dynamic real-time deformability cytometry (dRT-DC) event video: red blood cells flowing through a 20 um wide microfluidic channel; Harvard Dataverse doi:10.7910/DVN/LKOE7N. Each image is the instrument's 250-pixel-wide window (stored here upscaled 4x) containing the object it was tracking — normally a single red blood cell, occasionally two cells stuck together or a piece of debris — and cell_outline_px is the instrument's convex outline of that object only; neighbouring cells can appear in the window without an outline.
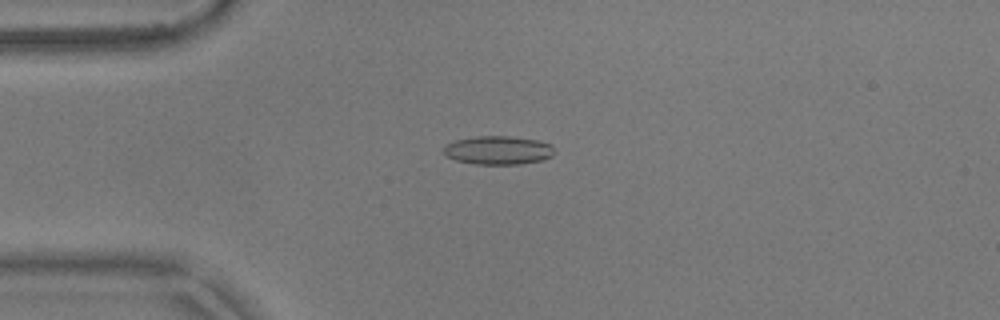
{"species": "common noctule bat (a hibernating species)", "species_latin": "Nyctalus noctula", "temperature_condition": "warm", "stored_images_in_passage": 55, "camera_frame_rate_fps": 3000, "um_per_image_px": 0.085, "animal": {"sex": "male", "body_mass_g": 17.9}, "frame": {"image": 1, "passage_image": 14, "time_ms": 4.333, "image_size_px": [1000, 320], "cell_outline_px": [[552, 156], [544, 160], [520, 164], [476, 164], [456, 160], [448, 156], [444, 152], [444, 148], [448, 144], [456, 140], [476, 136], [508, 136], [536, 140], [552, 144]], "centroid_in_image_um": [42.37, 12.77], "position_along_channel_um": 42.6, "area_um2": 18.21}}
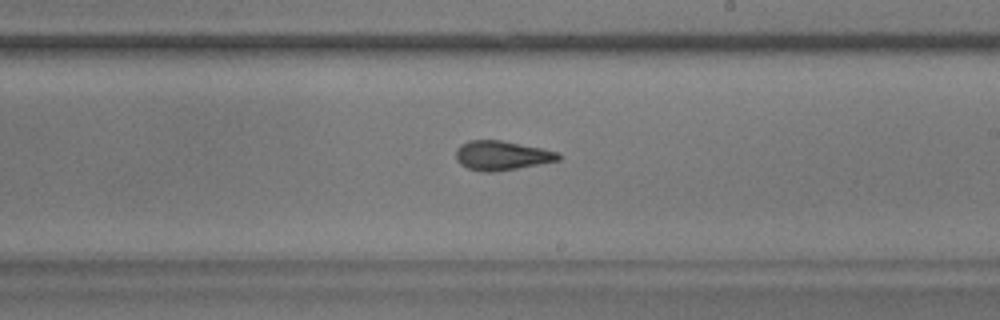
{"frame": {"image": 2, "passage_image": 32, "time_ms": 10.333, "image_size_px": [1000, 320], "cell_outline_px": [[560, 160], [516, 168], [492, 172], [480, 172], [468, 168], [460, 164], [456, 160], [456, 152], [460, 144], [468, 140], [500, 140], [544, 148], [560, 152]], "centroid_in_image_um": [42.64, 13.21], "position_along_channel_um": 246.4, "area_um2": 17.57}}
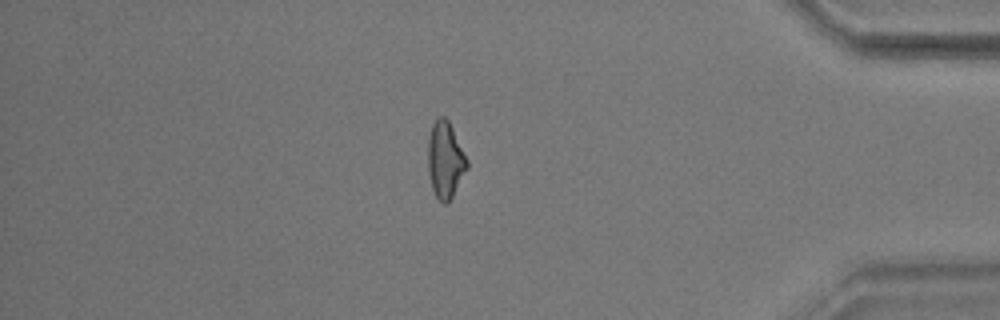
{"frame": {"image": 3, "passage_image": 47, "time_ms": 15.333, "image_size_px": [1000, 320], "cell_outline_px": [[468, 168], [452, 196], [444, 204], [436, 196], [432, 188], [428, 172], [428, 136], [432, 124], [440, 116], [444, 116], [448, 120], [468, 160]], "centroid_in_image_um": [37.84, 13.57], "position_along_channel_um": 397.4, "area_um2": 17.22}, "authors_computed_cell_mechanics": {"area_um2": 17.5712, "velocity_mm_per_s": 3.7144, "shape_relaxation_time_tau1_ms": 6.5398, "shape_relaxation_time_tau2_ms": 1.7628, "deformation_change_tau1": 0.1876, "deformation_change_tau2": 0.0982}}